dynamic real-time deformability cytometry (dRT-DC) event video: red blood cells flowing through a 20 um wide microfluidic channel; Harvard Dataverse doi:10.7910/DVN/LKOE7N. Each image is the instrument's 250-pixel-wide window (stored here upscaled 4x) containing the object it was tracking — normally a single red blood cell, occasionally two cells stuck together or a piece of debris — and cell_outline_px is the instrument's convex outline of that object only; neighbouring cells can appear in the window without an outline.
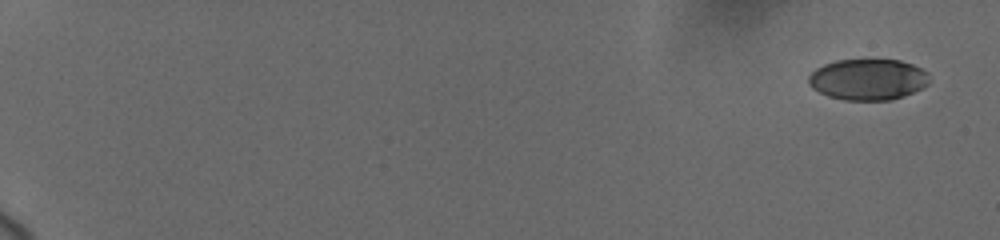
{"species": "human", "species_latin": "Homo sapiens", "temperature_condition": "cold", "stored_images_in_passage": 43, "camera_frame_rate_fps": 3000, "um_per_image_px": 0.085, "donor": {"sex": "female"}, "frame": {"image": 1, "passage_image": 1, "time_ms": 0.0, "image_size_px": [1000, 240], "cell_outline_px": [[928, 84], [912, 92], [888, 100], [844, 100], [828, 96], [812, 88], [808, 84], [808, 76], [816, 68], [824, 64], [836, 60], [900, 60], [912, 64], [928, 72]], "centroid_in_image_um": [73.74, 6.74], "position_along_channel_um": 11.3, "area_um2": 28.73}}
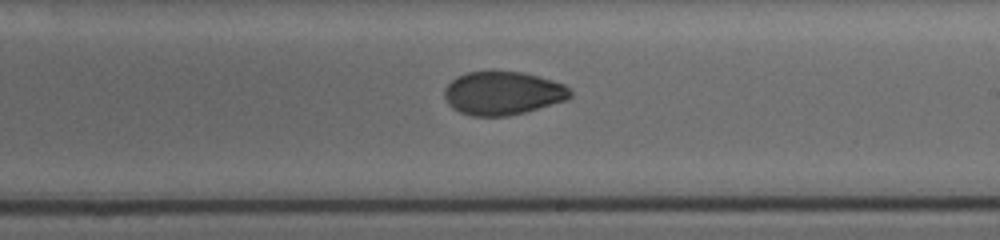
{"frame": {"image": 2, "passage_image": 24, "time_ms": 12.0, "image_size_px": [1000, 240], "cell_outline_px": [[572, 96], [564, 100], [524, 112], [508, 116], [472, 116], [460, 112], [452, 108], [448, 104], [444, 96], [444, 88], [456, 76], [468, 72], [524, 72], [552, 80], [564, 84], [572, 92]], "centroid_in_image_um": [42.7, 7.92], "position_along_channel_um": 246.3, "area_um2": 31.62}}
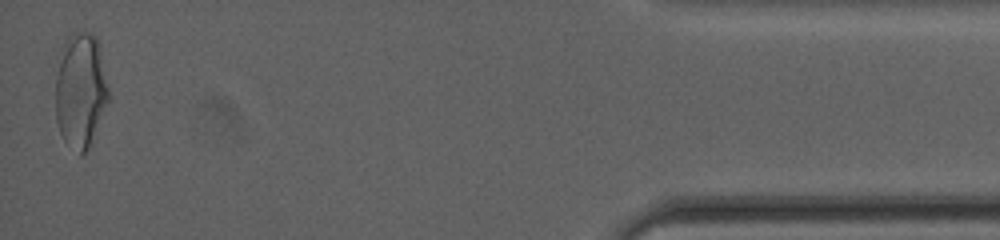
{"frame": {"image": 3, "passage_image": 43, "time_ms": 18.667, "image_size_px": [1000, 240], "cell_outline_px": [[108, 100], [88, 148], [80, 156], [64, 140], [60, 132], [56, 120], [56, 56], [60, 48], [68, 36], [72, 32], [88, 32], [96, 36], [100, 44], [108, 88]], "centroid_in_image_um": [6.81, 7.6], "position_along_channel_um": 428.4, "area_um2": 35.84}, "authors_computed_cell_mechanics": {"area_um2": 32.0212, "velocity_mm_per_s": 3.6982, "shape_relaxation_time_tau1_ms": 9.9604, "shape_relaxation_time_tau2_ms": 1.5071, "deformation_change_tau1": 0.1892, "deformation_change_tau2": 0.0515}}